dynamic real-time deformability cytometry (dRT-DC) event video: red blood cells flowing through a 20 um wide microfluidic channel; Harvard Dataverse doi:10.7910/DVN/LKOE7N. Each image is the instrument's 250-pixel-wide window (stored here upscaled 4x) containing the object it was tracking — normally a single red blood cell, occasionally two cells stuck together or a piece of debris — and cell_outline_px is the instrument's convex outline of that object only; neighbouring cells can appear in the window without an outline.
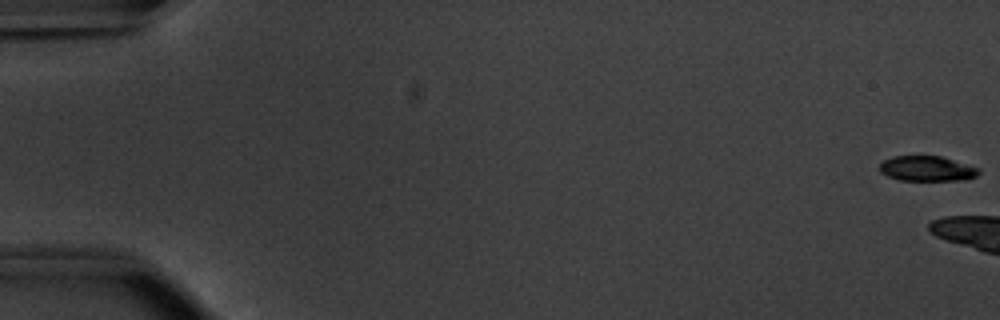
{"species": "common noctule bat (a hibernating species)", "species_latin": "Nyctalus noctula", "temperature_condition": "warm", "stored_images_in_passage": 6, "camera_frame_rate_fps": 3000, "um_per_image_px": 0.085, "animal": {"sex": "male", "body_mass_g": 20.1, "forearm_length_mm": 53.5}, "frame": {"image": 1, "passage_image": 1, "time_ms": 0.0, "image_size_px": [1000, 320], "cell_outline_px": [[980, 172], [976, 176], [968, 180], [900, 180], [888, 176], [880, 172], [880, 164], [884, 160], [892, 156], [940, 156], [980, 168]], "centroid_in_image_um": [78.81, 14.33], "position_along_channel_um": 6.2, "area_um2": 14.51}}